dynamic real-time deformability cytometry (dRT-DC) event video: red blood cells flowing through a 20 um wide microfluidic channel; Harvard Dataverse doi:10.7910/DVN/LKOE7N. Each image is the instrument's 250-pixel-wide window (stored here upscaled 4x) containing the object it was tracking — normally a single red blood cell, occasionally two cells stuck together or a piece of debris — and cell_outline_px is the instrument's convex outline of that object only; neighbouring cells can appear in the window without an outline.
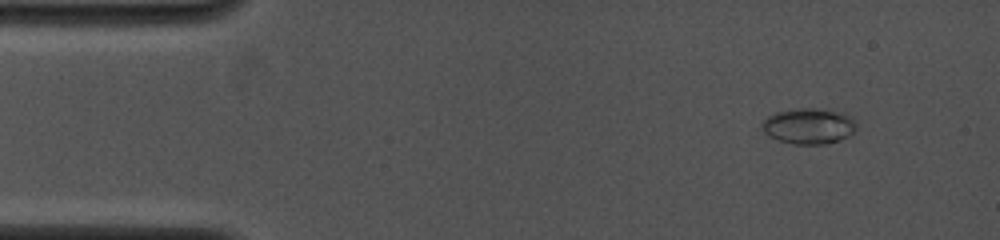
{"species": "common noctule bat (a hibernating species)", "species_latin": "Nyctalus noctula", "temperature_condition": "cold", "stored_images_in_passage": 65, "camera_frame_rate_fps": 4000, "um_per_image_px": 0.085, "animal": {"sex": "female", "body_mass_g": 19.0, "forearm_length_mm": 53.3}, "frame": {"image": 1, "passage_image": 6, "time_ms": 1.25, "image_size_px": [1000, 240], "cell_outline_px": [[856, 128], [848, 136], [840, 140], [824, 144], [792, 144], [768, 136], [764, 132], [760, 124], [768, 116], [776, 112], [796, 108], [812, 108], [844, 112], [852, 116], [856, 124]], "centroid_in_image_um": [68.74, 10.71], "position_along_channel_um": 16.3, "area_um2": 19.77}}
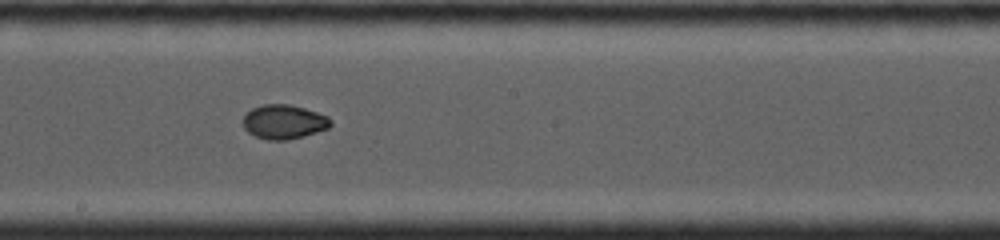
{"frame": {"image": 2, "passage_image": 35, "time_ms": 8.5, "image_size_px": [1000, 240], "cell_outline_px": [[332, 124], [328, 128], [304, 136], [288, 140], [268, 140], [256, 136], [248, 132], [244, 128], [244, 116], [252, 108], [264, 104], [288, 104], [304, 108], [328, 116], [332, 120]], "centroid_in_image_um": [24.15, 10.36], "position_along_channel_um": 224.1, "area_um2": 17.4}}
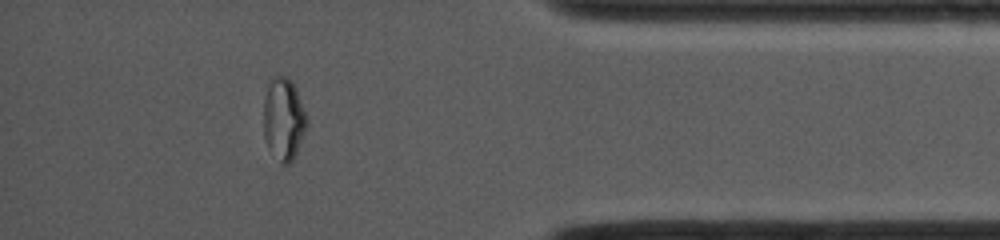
{"frame": {"image": 3, "passage_image": 57, "time_ms": 13.5, "image_size_px": [1000, 240], "cell_outline_px": [[308, 124], [296, 152], [292, 160], [288, 164], [280, 164], [268, 148], [264, 136], [264, 96], [272, 80], [276, 76], [284, 76], [292, 80], [296, 88], [308, 120]], "centroid_in_image_um": [24.11, 10.14], "position_along_channel_um": 411.1, "area_um2": 20.58}, "authors_computed_cell_mechanics": {"area_um2": 18.3226, "velocity_mm_per_s": 4.0934, "shape_relaxation_time_tau1_ms": null, "shape_relaxation_time_tau2_ms": 1.2589, "deformation_change_tau1": null, "deformation_change_tau2": 0.0333}}